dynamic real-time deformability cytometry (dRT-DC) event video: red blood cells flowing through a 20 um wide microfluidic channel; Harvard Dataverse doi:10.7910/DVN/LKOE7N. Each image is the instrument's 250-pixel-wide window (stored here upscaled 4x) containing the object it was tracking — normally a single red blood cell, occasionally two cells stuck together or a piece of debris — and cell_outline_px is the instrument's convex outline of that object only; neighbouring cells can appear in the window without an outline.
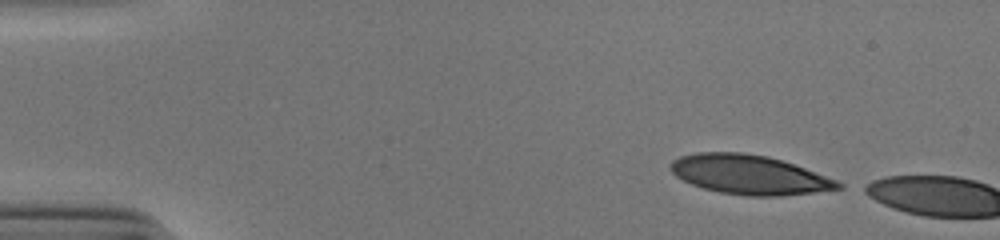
{"species": "human", "species_latin": "Homo sapiens", "temperature_condition": "cold", "stored_images_in_passage": 3, "camera_frame_rate_fps": 3000, "um_per_image_px": 0.085, "donor": {"sex": "male"}, "frame": {"image": 1, "passage_image": 1, "time_ms": 0.0, "image_size_px": [1000, 240], "cell_outline_px": [[844, 188], [780, 196], [748, 196], [720, 192], [704, 188], [692, 184], [676, 176], [668, 168], [668, 164], [672, 160], [680, 156], [696, 152], [744, 152], [768, 156], [804, 168], [836, 180], [844, 184]], "centroid_in_image_um": [63.64, 14.84], "position_along_channel_um": 21.4, "area_um2": 38.26}}